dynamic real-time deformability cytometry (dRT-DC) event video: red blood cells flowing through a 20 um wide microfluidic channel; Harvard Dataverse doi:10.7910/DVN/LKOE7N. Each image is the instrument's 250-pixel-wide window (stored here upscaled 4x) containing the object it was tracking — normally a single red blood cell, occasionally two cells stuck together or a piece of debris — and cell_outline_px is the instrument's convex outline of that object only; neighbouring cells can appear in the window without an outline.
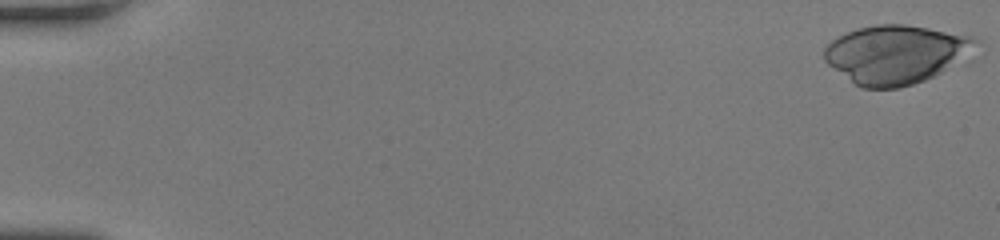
{"species": "human", "species_latin": "Homo sapiens", "temperature_condition": "room temperature", "stored_images_in_passage": 45, "camera_frame_rate_fps": 3000, "um_per_image_px": 0.085, "donor": {"sex": "female"}, "frame": {"image": 1, "passage_image": 1, "time_ms": 0.0, "image_size_px": [1000, 240], "cell_outline_px": [[980, 40], [940, 72], [924, 80], [900, 88], [864, 88], [856, 84], [828, 64], [824, 60], [824, 48], [832, 40], [848, 32], [860, 28], [876, 24], [904, 24], [928, 28], [972, 36]], "centroid_in_image_um": [76.04, 4.6], "position_along_channel_um": 9.0, "area_um2": 50.11}}